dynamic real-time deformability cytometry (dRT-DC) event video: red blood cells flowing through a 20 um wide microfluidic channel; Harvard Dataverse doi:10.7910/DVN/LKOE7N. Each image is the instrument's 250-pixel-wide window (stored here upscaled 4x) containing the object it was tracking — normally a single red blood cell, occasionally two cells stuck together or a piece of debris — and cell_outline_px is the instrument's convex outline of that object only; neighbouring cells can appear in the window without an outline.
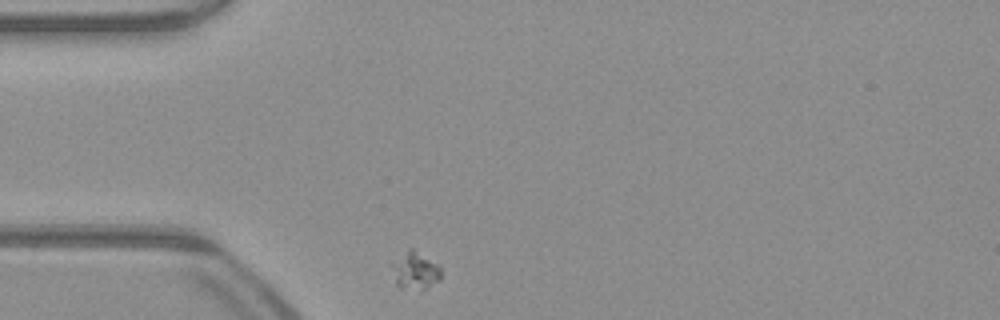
{"species": "common noctule bat (a hibernating species)", "species_latin": "Nyctalus noctula", "temperature_condition": "warm", "stored_images_in_passage": 32, "camera_frame_rate_fps": 3000, "um_per_image_px": 0.085, "animal": {"sex": "male", "body_mass_g": 23.1, "forearm_length_mm": 52.7}, "frame": {"image": 1, "passage_image": 1, "time_ms": 0.0, "image_size_px": [1000, 320], "cell_outline_px": [[440, 280], [424, 288], [400, 288], [396, 284], [388, 264], [412, 248], [436, 264], [440, 268]], "centroid_in_image_um": [35.21, 23.01], "position_along_channel_um": 49.8, "area_um2": 10.4}}
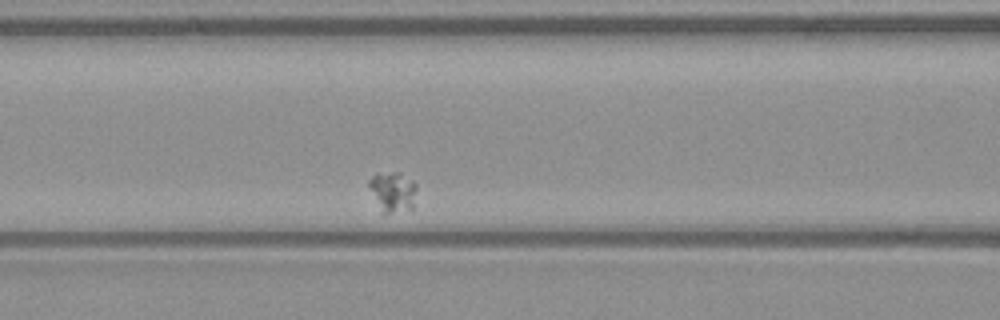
{"frame": {"image": 2, "passage_image": 10, "time_ms": 3.0, "image_size_px": [1000, 320], "cell_outline_px": [[416, 188], [412, 208], [388, 212], [380, 212], [368, 184], [368, 180], [376, 172], [400, 172], [412, 180], [416, 184]], "centroid_in_image_um": [33.35, 16.24], "position_along_channel_um": 133.2, "area_um2": 11.04}}